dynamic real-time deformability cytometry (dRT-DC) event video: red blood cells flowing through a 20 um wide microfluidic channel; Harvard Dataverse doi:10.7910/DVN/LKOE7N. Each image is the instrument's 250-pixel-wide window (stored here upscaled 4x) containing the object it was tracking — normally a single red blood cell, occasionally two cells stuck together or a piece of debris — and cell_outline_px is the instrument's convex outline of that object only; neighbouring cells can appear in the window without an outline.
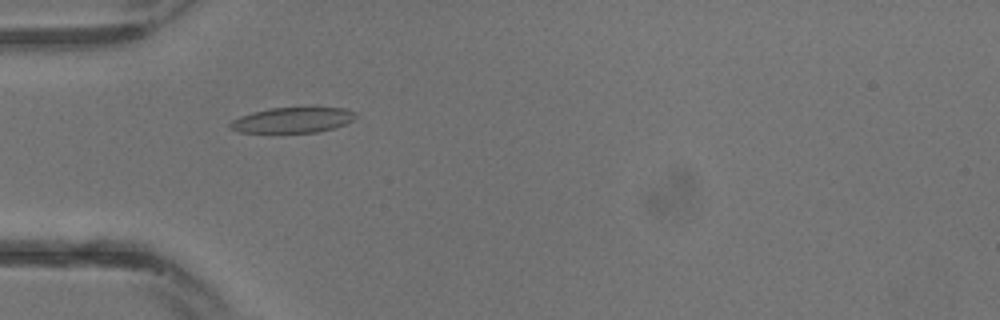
{"species": "common noctule bat (a hibernating species)", "species_latin": "Nyctalus noctula", "temperature_condition": "warm", "stored_images_in_passage": 27, "camera_frame_rate_fps": 3000, "um_per_image_px": 0.085, "animal": {"sex": "male", "body_mass_g": 13.3}, "frame": {"image": 1, "passage_image": 6, "time_ms": 1.667, "image_size_px": [1000, 320], "cell_outline_px": [[360, 116], [344, 124], [332, 128], [316, 132], [240, 132], [228, 128], [228, 124], [232, 120], [240, 116], [252, 112], [272, 108], [344, 108], [356, 112]], "centroid_in_image_um": [24.86, 10.2], "position_along_channel_um": 60.1, "area_um2": 18.44}}
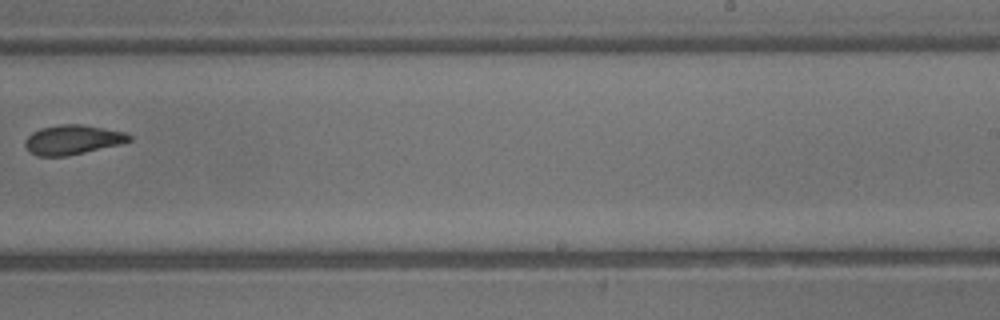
{"frame": {"image": 2, "passage_image": 16, "time_ms": 5.0, "image_size_px": [1000, 320], "cell_outline_px": [[132, 140], [120, 144], [68, 156], [36, 156], [28, 152], [24, 144], [24, 140], [32, 132], [40, 128], [60, 124], [80, 124], [124, 132], [132, 136]], "centroid_in_image_um": [6.13, 11.88], "position_along_channel_um": 282.9, "area_um2": 17.98}}
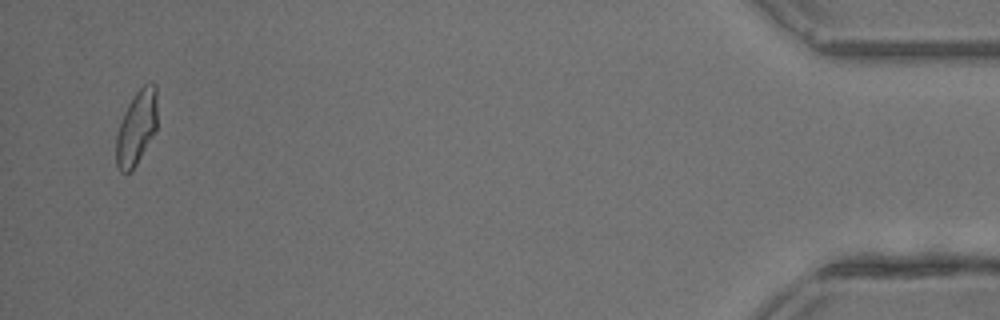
{"frame": {"image": 3, "passage_image": 26, "time_ms": 8.333, "image_size_px": [1000, 320], "cell_outline_px": [[156, 128], [132, 172], [120, 172], [116, 164], [116, 136], [124, 112], [132, 96], [144, 84], [156, 84]], "centroid_in_image_um": [11.58, 10.87], "position_along_channel_um": 423.6, "area_um2": 17.51}}